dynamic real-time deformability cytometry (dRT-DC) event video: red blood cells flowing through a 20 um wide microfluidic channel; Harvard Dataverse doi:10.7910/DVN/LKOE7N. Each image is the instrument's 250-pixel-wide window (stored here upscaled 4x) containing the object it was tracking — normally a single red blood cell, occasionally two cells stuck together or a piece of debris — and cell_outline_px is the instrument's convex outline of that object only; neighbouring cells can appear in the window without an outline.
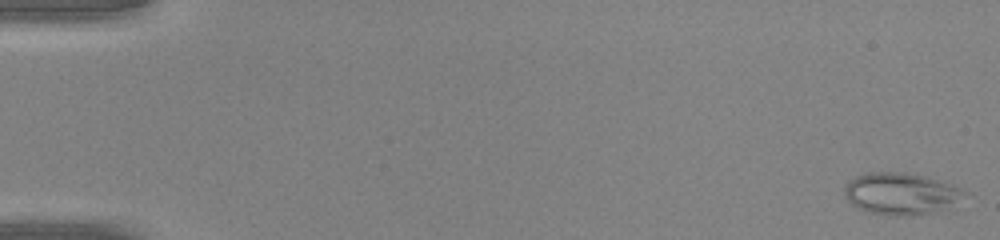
{"species": "common noctule bat (a hibernating species)", "species_latin": "Nyctalus noctula", "temperature_condition": "warm", "stored_images_in_passage": 47, "camera_frame_rate_fps": 3000, "um_per_image_px": 0.085, "animal": {"sex": "male", "body_mass_g": 20.0, "forearm_length_mm": 53.3}, "frame": {"image": 1, "passage_image": 1, "time_ms": 0.0, "image_size_px": [1000, 240], "cell_outline_px": [[972, 192], [924, 212], [896, 216], [872, 212], [860, 208], [852, 204], [848, 200], [844, 192], [844, 188], [848, 180], [856, 176], [872, 172], [904, 172], [924, 176]], "centroid_in_image_um": [76.43, 16.4], "position_along_channel_um": 8.6, "area_um2": 27.63}}
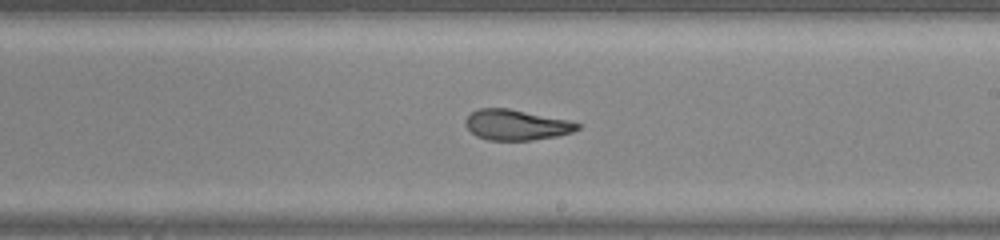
{"frame": {"image": 2, "passage_image": 28, "time_ms": 9.0, "image_size_px": [1000, 240], "cell_outline_px": [[580, 128], [572, 132], [556, 136], [532, 140], [488, 140], [476, 136], [464, 124], [464, 120], [472, 112], [480, 108], [508, 108], [568, 120], [580, 124]], "centroid_in_image_um": [43.87, 10.61], "position_along_channel_um": 245.1, "area_um2": 19.77}}
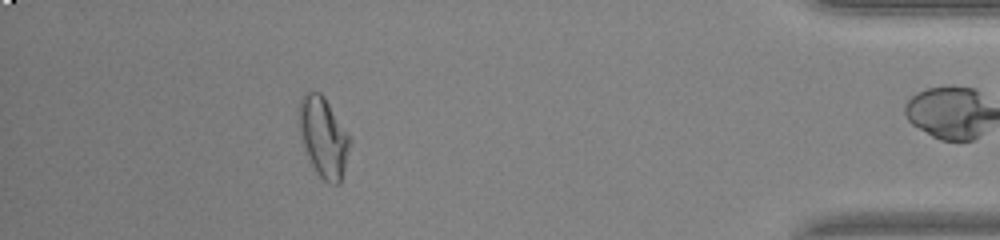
{"frame": {"image": 3, "passage_image": 42, "time_ms": 13.667, "image_size_px": [1000, 240], "cell_outline_px": [[352, 144], [340, 184], [328, 184], [312, 168], [308, 160], [304, 148], [300, 132], [300, 100], [304, 92], [320, 92], [324, 96], [352, 136]], "centroid_in_image_um": [27.55, 11.69], "position_along_channel_um": 407.7, "area_um2": 24.16}}